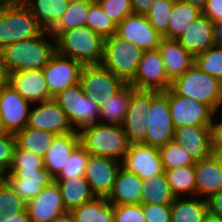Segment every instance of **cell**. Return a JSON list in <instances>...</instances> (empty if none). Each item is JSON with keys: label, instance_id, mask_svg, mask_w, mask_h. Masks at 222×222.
I'll use <instances>...</instances> for the list:
<instances>
[{"label": "cell", "instance_id": "30", "mask_svg": "<svg viewBox=\"0 0 222 222\" xmlns=\"http://www.w3.org/2000/svg\"><path fill=\"white\" fill-rule=\"evenodd\" d=\"M41 26L49 31L62 17L70 0H21Z\"/></svg>", "mask_w": 222, "mask_h": 222}, {"label": "cell", "instance_id": "59", "mask_svg": "<svg viewBox=\"0 0 222 222\" xmlns=\"http://www.w3.org/2000/svg\"><path fill=\"white\" fill-rule=\"evenodd\" d=\"M203 222H222V219L220 217L208 213Z\"/></svg>", "mask_w": 222, "mask_h": 222}, {"label": "cell", "instance_id": "3", "mask_svg": "<svg viewBox=\"0 0 222 222\" xmlns=\"http://www.w3.org/2000/svg\"><path fill=\"white\" fill-rule=\"evenodd\" d=\"M45 29L22 1L4 2L0 7V50L40 36Z\"/></svg>", "mask_w": 222, "mask_h": 222}, {"label": "cell", "instance_id": "22", "mask_svg": "<svg viewBox=\"0 0 222 222\" xmlns=\"http://www.w3.org/2000/svg\"><path fill=\"white\" fill-rule=\"evenodd\" d=\"M181 46L194 57L215 46V23L204 14L199 15L178 39Z\"/></svg>", "mask_w": 222, "mask_h": 222}, {"label": "cell", "instance_id": "56", "mask_svg": "<svg viewBox=\"0 0 222 222\" xmlns=\"http://www.w3.org/2000/svg\"><path fill=\"white\" fill-rule=\"evenodd\" d=\"M8 222H31L27 210L23 213L16 215L13 219Z\"/></svg>", "mask_w": 222, "mask_h": 222}, {"label": "cell", "instance_id": "53", "mask_svg": "<svg viewBox=\"0 0 222 222\" xmlns=\"http://www.w3.org/2000/svg\"><path fill=\"white\" fill-rule=\"evenodd\" d=\"M8 84V72L0 55V89Z\"/></svg>", "mask_w": 222, "mask_h": 222}, {"label": "cell", "instance_id": "44", "mask_svg": "<svg viewBox=\"0 0 222 222\" xmlns=\"http://www.w3.org/2000/svg\"><path fill=\"white\" fill-rule=\"evenodd\" d=\"M103 11L118 25L126 16L134 13L132 0H96Z\"/></svg>", "mask_w": 222, "mask_h": 222}, {"label": "cell", "instance_id": "51", "mask_svg": "<svg viewBox=\"0 0 222 222\" xmlns=\"http://www.w3.org/2000/svg\"><path fill=\"white\" fill-rule=\"evenodd\" d=\"M212 119L211 123V142L212 149H222V121L214 123Z\"/></svg>", "mask_w": 222, "mask_h": 222}, {"label": "cell", "instance_id": "7", "mask_svg": "<svg viewBox=\"0 0 222 222\" xmlns=\"http://www.w3.org/2000/svg\"><path fill=\"white\" fill-rule=\"evenodd\" d=\"M53 99L66 113L75 131L99 123L100 107L84 94L79 83L60 91Z\"/></svg>", "mask_w": 222, "mask_h": 222}, {"label": "cell", "instance_id": "25", "mask_svg": "<svg viewBox=\"0 0 222 222\" xmlns=\"http://www.w3.org/2000/svg\"><path fill=\"white\" fill-rule=\"evenodd\" d=\"M144 181L134 173L120 168L107 200L113 205L142 204Z\"/></svg>", "mask_w": 222, "mask_h": 222}, {"label": "cell", "instance_id": "11", "mask_svg": "<svg viewBox=\"0 0 222 222\" xmlns=\"http://www.w3.org/2000/svg\"><path fill=\"white\" fill-rule=\"evenodd\" d=\"M79 84L86 96L98 104L100 97L113 96L126 83L102 64L83 65Z\"/></svg>", "mask_w": 222, "mask_h": 222}, {"label": "cell", "instance_id": "58", "mask_svg": "<svg viewBox=\"0 0 222 222\" xmlns=\"http://www.w3.org/2000/svg\"><path fill=\"white\" fill-rule=\"evenodd\" d=\"M181 1L191 4L194 7H197L201 11L204 9L207 2V0H181Z\"/></svg>", "mask_w": 222, "mask_h": 222}, {"label": "cell", "instance_id": "18", "mask_svg": "<svg viewBox=\"0 0 222 222\" xmlns=\"http://www.w3.org/2000/svg\"><path fill=\"white\" fill-rule=\"evenodd\" d=\"M27 126L33 129L46 130L55 135L75 132L66 113L53 98L39 103V106L34 107L29 112Z\"/></svg>", "mask_w": 222, "mask_h": 222}, {"label": "cell", "instance_id": "52", "mask_svg": "<svg viewBox=\"0 0 222 222\" xmlns=\"http://www.w3.org/2000/svg\"><path fill=\"white\" fill-rule=\"evenodd\" d=\"M155 0H132L134 14L146 15Z\"/></svg>", "mask_w": 222, "mask_h": 222}, {"label": "cell", "instance_id": "28", "mask_svg": "<svg viewBox=\"0 0 222 222\" xmlns=\"http://www.w3.org/2000/svg\"><path fill=\"white\" fill-rule=\"evenodd\" d=\"M196 196L206 200L222 190V169L212 156L195 162Z\"/></svg>", "mask_w": 222, "mask_h": 222}, {"label": "cell", "instance_id": "4", "mask_svg": "<svg viewBox=\"0 0 222 222\" xmlns=\"http://www.w3.org/2000/svg\"><path fill=\"white\" fill-rule=\"evenodd\" d=\"M80 145L88 154L122 161L130 143L120 125L94 124L79 130Z\"/></svg>", "mask_w": 222, "mask_h": 222}, {"label": "cell", "instance_id": "23", "mask_svg": "<svg viewBox=\"0 0 222 222\" xmlns=\"http://www.w3.org/2000/svg\"><path fill=\"white\" fill-rule=\"evenodd\" d=\"M194 162L211 156V126H183L175 129L174 138Z\"/></svg>", "mask_w": 222, "mask_h": 222}, {"label": "cell", "instance_id": "34", "mask_svg": "<svg viewBox=\"0 0 222 222\" xmlns=\"http://www.w3.org/2000/svg\"><path fill=\"white\" fill-rule=\"evenodd\" d=\"M71 213L75 222H114L113 204L105 197H95Z\"/></svg>", "mask_w": 222, "mask_h": 222}, {"label": "cell", "instance_id": "8", "mask_svg": "<svg viewBox=\"0 0 222 222\" xmlns=\"http://www.w3.org/2000/svg\"><path fill=\"white\" fill-rule=\"evenodd\" d=\"M174 133L168 89L165 92L151 91V106L147 113V137L143 143L159 148L172 141Z\"/></svg>", "mask_w": 222, "mask_h": 222}, {"label": "cell", "instance_id": "33", "mask_svg": "<svg viewBox=\"0 0 222 222\" xmlns=\"http://www.w3.org/2000/svg\"><path fill=\"white\" fill-rule=\"evenodd\" d=\"M142 204L171 205L176 198L165 172L143 179Z\"/></svg>", "mask_w": 222, "mask_h": 222}, {"label": "cell", "instance_id": "54", "mask_svg": "<svg viewBox=\"0 0 222 222\" xmlns=\"http://www.w3.org/2000/svg\"><path fill=\"white\" fill-rule=\"evenodd\" d=\"M50 222H75V219L71 212H66L54 219H52Z\"/></svg>", "mask_w": 222, "mask_h": 222}, {"label": "cell", "instance_id": "50", "mask_svg": "<svg viewBox=\"0 0 222 222\" xmlns=\"http://www.w3.org/2000/svg\"><path fill=\"white\" fill-rule=\"evenodd\" d=\"M209 213L222 219V190L207 199Z\"/></svg>", "mask_w": 222, "mask_h": 222}, {"label": "cell", "instance_id": "60", "mask_svg": "<svg viewBox=\"0 0 222 222\" xmlns=\"http://www.w3.org/2000/svg\"><path fill=\"white\" fill-rule=\"evenodd\" d=\"M6 183V176L0 174V189Z\"/></svg>", "mask_w": 222, "mask_h": 222}, {"label": "cell", "instance_id": "17", "mask_svg": "<svg viewBox=\"0 0 222 222\" xmlns=\"http://www.w3.org/2000/svg\"><path fill=\"white\" fill-rule=\"evenodd\" d=\"M121 167L137 174L142 180L164 171L159 149L144 143L130 144Z\"/></svg>", "mask_w": 222, "mask_h": 222}, {"label": "cell", "instance_id": "48", "mask_svg": "<svg viewBox=\"0 0 222 222\" xmlns=\"http://www.w3.org/2000/svg\"><path fill=\"white\" fill-rule=\"evenodd\" d=\"M146 222H171L170 205L142 204Z\"/></svg>", "mask_w": 222, "mask_h": 222}, {"label": "cell", "instance_id": "26", "mask_svg": "<svg viewBox=\"0 0 222 222\" xmlns=\"http://www.w3.org/2000/svg\"><path fill=\"white\" fill-rule=\"evenodd\" d=\"M80 145L77 131L64 135H57L47 151L44 167L55 178L65 167L73 151Z\"/></svg>", "mask_w": 222, "mask_h": 222}, {"label": "cell", "instance_id": "35", "mask_svg": "<svg viewBox=\"0 0 222 222\" xmlns=\"http://www.w3.org/2000/svg\"><path fill=\"white\" fill-rule=\"evenodd\" d=\"M94 0H70L69 5L62 17L49 30L55 39L60 33L72 30L73 28L85 26L89 5Z\"/></svg>", "mask_w": 222, "mask_h": 222}, {"label": "cell", "instance_id": "10", "mask_svg": "<svg viewBox=\"0 0 222 222\" xmlns=\"http://www.w3.org/2000/svg\"><path fill=\"white\" fill-rule=\"evenodd\" d=\"M158 49L144 51L134 78L129 82L137 90L165 92L171 87Z\"/></svg>", "mask_w": 222, "mask_h": 222}, {"label": "cell", "instance_id": "38", "mask_svg": "<svg viewBox=\"0 0 222 222\" xmlns=\"http://www.w3.org/2000/svg\"><path fill=\"white\" fill-rule=\"evenodd\" d=\"M86 26L104 38L114 35L117 27L96 0L89 5L86 16Z\"/></svg>", "mask_w": 222, "mask_h": 222}, {"label": "cell", "instance_id": "20", "mask_svg": "<svg viewBox=\"0 0 222 222\" xmlns=\"http://www.w3.org/2000/svg\"><path fill=\"white\" fill-rule=\"evenodd\" d=\"M8 84L30 103L53 98L42 70L15 71L8 74Z\"/></svg>", "mask_w": 222, "mask_h": 222}, {"label": "cell", "instance_id": "9", "mask_svg": "<svg viewBox=\"0 0 222 222\" xmlns=\"http://www.w3.org/2000/svg\"><path fill=\"white\" fill-rule=\"evenodd\" d=\"M170 115L174 128L183 126H211L216 112L207 104L176 94L168 89Z\"/></svg>", "mask_w": 222, "mask_h": 222}, {"label": "cell", "instance_id": "14", "mask_svg": "<svg viewBox=\"0 0 222 222\" xmlns=\"http://www.w3.org/2000/svg\"><path fill=\"white\" fill-rule=\"evenodd\" d=\"M120 168L121 161L89 154L84 177L96 197L109 196Z\"/></svg>", "mask_w": 222, "mask_h": 222}, {"label": "cell", "instance_id": "15", "mask_svg": "<svg viewBox=\"0 0 222 222\" xmlns=\"http://www.w3.org/2000/svg\"><path fill=\"white\" fill-rule=\"evenodd\" d=\"M30 104L9 84L0 89V113L4 132L16 134L27 126Z\"/></svg>", "mask_w": 222, "mask_h": 222}, {"label": "cell", "instance_id": "39", "mask_svg": "<svg viewBox=\"0 0 222 222\" xmlns=\"http://www.w3.org/2000/svg\"><path fill=\"white\" fill-rule=\"evenodd\" d=\"M174 2L175 0H155L145 15L155 31L164 38H167V29Z\"/></svg>", "mask_w": 222, "mask_h": 222}, {"label": "cell", "instance_id": "61", "mask_svg": "<svg viewBox=\"0 0 222 222\" xmlns=\"http://www.w3.org/2000/svg\"><path fill=\"white\" fill-rule=\"evenodd\" d=\"M4 132L2 127V119H1V113H0V133Z\"/></svg>", "mask_w": 222, "mask_h": 222}, {"label": "cell", "instance_id": "47", "mask_svg": "<svg viewBox=\"0 0 222 222\" xmlns=\"http://www.w3.org/2000/svg\"><path fill=\"white\" fill-rule=\"evenodd\" d=\"M114 222H146L142 204L113 205Z\"/></svg>", "mask_w": 222, "mask_h": 222}, {"label": "cell", "instance_id": "42", "mask_svg": "<svg viewBox=\"0 0 222 222\" xmlns=\"http://www.w3.org/2000/svg\"><path fill=\"white\" fill-rule=\"evenodd\" d=\"M194 65L222 82V46L216 44L195 56Z\"/></svg>", "mask_w": 222, "mask_h": 222}, {"label": "cell", "instance_id": "27", "mask_svg": "<svg viewBox=\"0 0 222 222\" xmlns=\"http://www.w3.org/2000/svg\"><path fill=\"white\" fill-rule=\"evenodd\" d=\"M135 88L126 83L118 92L113 96L100 97L98 106L100 107L99 117L100 124L120 125L124 123L128 104L132 92ZM105 123H102V122Z\"/></svg>", "mask_w": 222, "mask_h": 222}, {"label": "cell", "instance_id": "57", "mask_svg": "<svg viewBox=\"0 0 222 222\" xmlns=\"http://www.w3.org/2000/svg\"><path fill=\"white\" fill-rule=\"evenodd\" d=\"M211 156L222 169V149H212Z\"/></svg>", "mask_w": 222, "mask_h": 222}, {"label": "cell", "instance_id": "40", "mask_svg": "<svg viewBox=\"0 0 222 222\" xmlns=\"http://www.w3.org/2000/svg\"><path fill=\"white\" fill-rule=\"evenodd\" d=\"M158 149L164 171L195 165V162L190 158L184 148L173 140Z\"/></svg>", "mask_w": 222, "mask_h": 222}, {"label": "cell", "instance_id": "45", "mask_svg": "<svg viewBox=\"0 0 222 222\" xmlns=\"http://www.w3.org/2000/svg\"><path fill=\"white\" fill-rule=\"evenodd\" d=\"M44 167L42 157L29 151L20 149L17 145L14 149L10 170H38Z\"/></svg>", "mask_w": 222, "mask_h": 222}, {"label": "cell", "instance_id": "62", "mask_svg": "<svg viewBox=\"0 0 222 222\" xmlns=\"http://www.w3.org/2000/svg\"><path fill=\"white\" fill-rule=\"evenodd\" d=\"M4 2H8V1H21V0H3Z\"/></svg>", "mask_w": 222, "mask_h": 222}, {"label": "cell", "instance_id": "5", "mask_svg": "<svg viewBox=\"0 0 222 222\" xmlns=\"http://www.w3.org/2000/svg\"><path fill=\"white\" fill-rule=\"evenodd\" d=\"M176 94L209 105L216 113L222 104V82L193 65L175 78L170 87Z\"/></svg>", "mask_w": 222, "mask_h": 222}, {"label": "cell", "instance_id": "1", "mask_svg": "<svg viewBox=\"0 0 222 222\" xmlns=\"http://www.w3.org/2000/svg\"><path fill=\"white\" fill-rule=\"evenodd\" d=\"M46 34L51 35L45 30L40 36L10 44L0 50L8 74L43 69L56 52L55 45L44 38Z\"/></svg>", "mask_w": 222, "mask_h": 222}, {"label": "cell", "instance_id": "37", "mask_svg": "<svg viewBox=\"0 0 222 222\" xmlns=\"http://www.w3.org/2000/svg\"><path fill=\"white\" fill-rule=\"evenodd\" d=\"M164 172L175 197H183L184 193L196 196L194 165L174 168Z\"/></svg>", "mask_w": 222, "mask_h": 222}, {"label": "cell", "instance_id": "43", "mask_svg": "<svg viewBox=\"0 0 222 222\" xmlns=\"http://www.w3.org/2000/svg\"><path fill=\"white\" fill-rule=\"evenodd\" d=\"M89 154L79 145L71 154L63 170L54 179H68L84 176Z\"/></svg>", "mask_w": 222, "mask_h": 222}, {"label": "cell", "instance_id": "49", "mask_svg": "<svg viewBox=\"0 0 222 222\" xmlns=\"http://www.w3.org/2000/svg\"><path fill=\"white\" fill-rule=\"evenodd\" d=\"M202 14L214 23L222 19V0H207Z\"/></svg>", "mask_w": 222, "mask_h": 222}, {"label": "cell", "instance_id": "36", "mask_svg": "<svg viewBox=\"0 0 222 222\" xmlns=\"http://www.w3.org/2000/svg\"><path fill=\"white\" fill-rule=\"evenodd\" d=\"M202 11L197 7L181 0H175L170 14L167 39H179L184 30L195 20Z\"/></svg>", "mask_w": 222, "mask_h": 222}, {"label": "cell", "instance_id": "19", "mask_svg": "<svg viewBox=\"0 0 222 222\" xmlns=\"http://www.w3.org/2000/svg\"><path fill=\"white\" fill-rule=\"evenodd\" d=\"M6 182L27 203L54 182V177L45 167L38 170H9Z\"/></svg>", "mask_w": 222, "mask_h": 222}, {"label": "cell", "instance_id": "16", "mask_svg": "<svg viewBox=\"0 0 222 222\" xmlns=\"http://www.w3.org/2000/svg\"><path fill=\"white\" fill-rule=\"evenodd\" d=\"M117 36L137 45L143 51L158 49L162 36L149 23L145 15L126 16L116 27Z\"/></svg>", "mask_w": 222, "mask_h": 222}, {"label": "cell", "instance_id": "6", "mask_svg": "<svg viewBox=\"0 0 222 222\" xmlns=\"http://www.w3.org/2000/svg\"><path fill=\"white\" fill-rule=\"evenodd\" d=\"M143 50L135 44L117 36L105 38L102 65L129 83L135 76Z\"/></svg>", "mask_w": 222, "mask_h": 222}, {"label": "cell", "instance_id": "32", "mask_svg": "<svg viewBox=\"0 0 222 222\" xmlns=\"http://www.w3.org/2000/svg\"><path fill=\"white\" fill-rule=\"evenodd\" d=\"M55 135L52 132L33 129L26 126L23 130L18 131L15 134L16 145L23 150L44 158L47 151L51 147Z\"/></svg>", "mask_w": 222, "mask_h": 222}, {"label": "cell", "instance_id": "2", "mask_svg": "<svg viewBox=\"0 0 222 222\" xmlns=\"http://www.w3.org/2000/svg\"><path fill=\"white\" fill-rule=\"evenodd\" d=\"M54 42L57 53L82 65L102 63L105 38L86 25L60 33Z\"/></svg>", "mask_w": 222, "mask_h": 222}, {"label": "cell", "instance_id": "13", "mask_svg": "<svg viewBox=\"0 0 222 222\" xmlns=\"http://www.w3.org/2000/svg\"><path fill=\"white\" fill-rule=\"evenodd\" d=\"M82 68L79 62L55 52L42 69L50 94L54 97L60 91L79 83Z\"/></svg>", "mask_w": 222, "mask_h": 222}, {"label": "cell", "instance_id": "41", "mask_svg": "<svg viewBox=\"0 0 222 222\" xmlns=\"http://www.w3.org/2000/svg\"><path fill=\"white\" fill-rule=\"evenodd\" d=\"M27 203L6 182L0 189V222H8L26 211Z\"/></svg>", "mask_w": 222, "mask_h": 222}, {"label": "cell", "instance_id": "12", "mask_svg": "<svg viewBox=\"0 0 222 222\" xmlns=\"http://www.w3.org/2000/svg\"><path fill=\"white\" fill-rule=\"evenodd\" d=\"M151 106V91L135 89L128 104L123 130L130 144L143 143L147 137V113Z\"/></svg>", "mask_w": 222, "mask_h": 222}, {"label": "cell", "instance_id": "46", "mask_svg": "<svg viewBox=\"0 0 222 222\" xmlns=\"http://www.w3.org/2000/svg\"><path fill=\"white\" fill-rule=\"evenodd\" d=\"M15 147V134L7 132L0 133V174L3 176L9 174Z\"/></svg>", "mask_w": 222, "mask_h": 222}, {"label": "cell", "instance_id": "21", "mask_svg": "<svg viewBox=\"0 0 222 222\" xmlns=\"http://www.w3.org/2000/svg\"><path fill=\"white\" fill-rule=\"evenodd\" d=\"M26 210L31 222H50L67 212L55 181L45 186L40 194L27 202Z\"/></svg>", "mask_w": 222, "mask_h": 222}, {"label": "cell", "instance_id": "55", "mask_svg": "<svg viewBox=\"0 0 222 222\" xmlns=\"http://www.w3.org/2000/svg\"><path fill=\"white\" fill-rule=\"evenodd\" d=\"M215 37L217 45L222 46V19L215 23Z\"/></svg>", "mask_w": 222, "mask_h": 222}, {"label": "cell", "instance_id": "24", "mask_svg": "<svg viewBox=\"0 0 222 222\" xmlns=\"http://www.w3.org/2000/svg\"><path fill=\"white\" fill-rule=\"evenodd\" d=\"M158 50L164 62L166 74L171 81L183 75L194 65V56L186 51L177 39L162 37Z\"/></svg>", "mask_w": 222, "mask_h": 222}, {"label": "cell", "instance_id": "29", "mask_svg": "<svg viewBox=\"0 0 222 222\" xmlns=\"http://www.w3.org/2000/svg\"><path fill=\"white\" fill-rule=\"evenodd\" d=\"M54 181L60 190L63 205L68 212L96 197L84 176L54 179Z\"/></svg>", "mask_w": 222, "mask_h": 222}, {"label": "cell", "instance_id": "63", "mask_svg": "<svg viewBox=\"0 0 222 222\" xmlns=\"http://www.w3.org/2000/svg\"><path fill=\"white\" fill-rule=\"evenodd\" d=\"M4 3V1L3 0H0V7H1V5Z\"/></svg>", "mask_w": 222, "mask_h": 222}, {"label": "cell", "instance_id": "31", "mask_svg": "<svg viewBox=\"0 0 222 222\" xmlns=\"http://www.w3.org/2000/svg\"><path fill=\"white\" fill-rule=\"evenodd\" d=\"M176 197L171 208V222H203L209 213L206 199Z\"/></svg>", "mask_w": 222, "mask_h": 222}]
</instances>
